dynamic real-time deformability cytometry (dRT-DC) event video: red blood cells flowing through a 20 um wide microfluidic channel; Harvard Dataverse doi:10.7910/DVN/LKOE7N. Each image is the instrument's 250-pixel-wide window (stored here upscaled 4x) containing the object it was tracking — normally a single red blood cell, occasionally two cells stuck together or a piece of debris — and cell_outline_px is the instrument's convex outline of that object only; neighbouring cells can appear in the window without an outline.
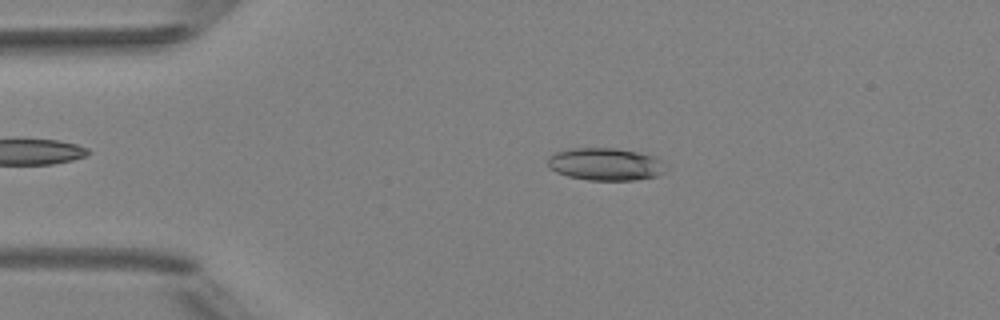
{"species": "Egyptian fruit bat (a non-hibernating species)", "species_latin": "Rousettus aegyptiacus", "temperature_condition": "room temperature", "stored_images_in_passage": 4, "camera_frame_rate_fps": 3000, "um_per_image_px": 0.085, "animal": {"sex": "female"}, "frame": {"image": 1, "passage_image": 3, "time_ms": 2.333, "image_size_px": [1000, 320], "cell_outline_px": [[664, 172], [656, 176], [636, 180], [588, 180], [568, 176], [556, 172], [548, 168], [548, 156], [556, 152], [568, 148], [616, 148], [640, 152], [656, 156], [660, 160]], "centroid_in_image_um": [51.42, 13.95], "position_along_channel_um": 33.6, "area_um2": 22.43}}